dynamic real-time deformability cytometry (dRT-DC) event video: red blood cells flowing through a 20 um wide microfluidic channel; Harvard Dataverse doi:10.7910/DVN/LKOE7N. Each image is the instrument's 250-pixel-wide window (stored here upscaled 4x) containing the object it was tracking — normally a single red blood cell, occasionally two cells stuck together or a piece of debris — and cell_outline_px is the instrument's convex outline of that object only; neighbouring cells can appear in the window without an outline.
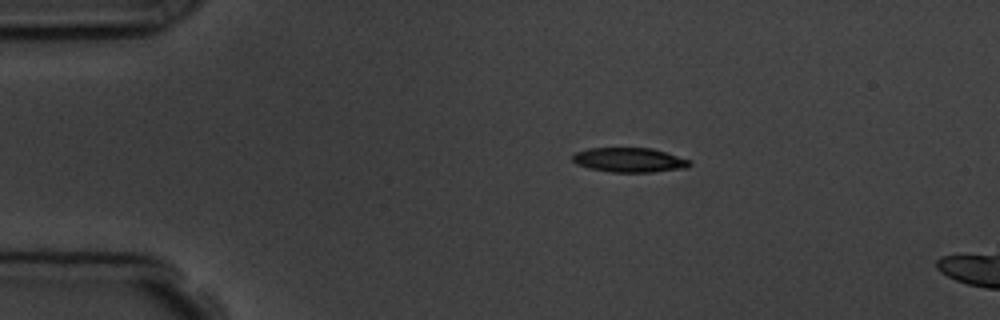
{"species": "common noctule bat (a hibernating species)", "species_latin": "Nyctalus noctula", "temperature_condition": "room temperature", "stored_images_in_passage": 3, "camera_frame_rate_fps": 3000, "um_per_image_px": 0.085, "animal": {"sex": "male", "body_mass_g": 19.5, "forearm_length_mm": 54.6}, "frame": {"image": 1, "passage_image": 1, "time_ms": 0.0, "image_size_px": [1000, 320], "cell_outline_px": [[692, 164], [688, 168], [652, 172], [612, 172], [588, 168], [576, 164], [572, 160], [572, 156], [576, 152], [588, 148], [652, 148], [692, 160]], "centroid_in_image_um": [53.52, 13.6], "position_along_channel_um": 31.5, "area_um2": 16.88}}